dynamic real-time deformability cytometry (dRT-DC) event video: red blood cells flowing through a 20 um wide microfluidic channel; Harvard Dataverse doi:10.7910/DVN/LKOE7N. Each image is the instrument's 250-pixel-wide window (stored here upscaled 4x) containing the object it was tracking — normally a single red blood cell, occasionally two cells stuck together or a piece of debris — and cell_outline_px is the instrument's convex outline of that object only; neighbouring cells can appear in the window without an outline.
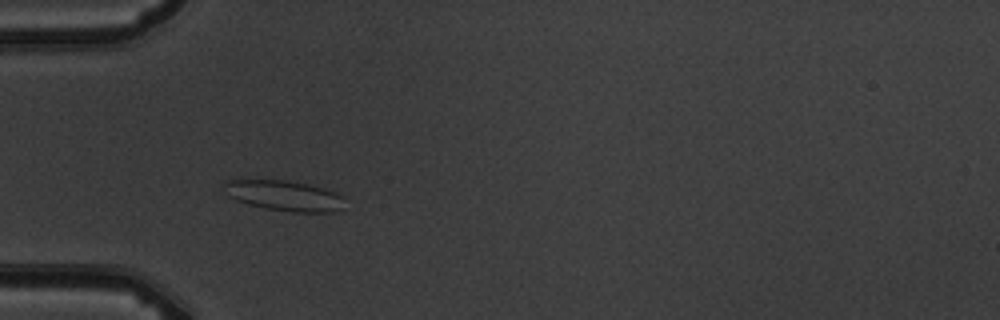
{"species": "common noctule bat (a hibernating species)", "species_latin": "Nyctalus noctula", "temperature_condition": "warm", "stored_images_in_passage": 2, "camera_frame_rate_fps": 3000, "um_per_image_px": 0.085, "animal": {"sex": "male", "body_mass_g": 19.5, "forearm_length_mm": 54.6}, "frame": {"image": 1, "passage_image": 1, "time_ms": 0.0, "image_size_px": [1000, 320], "cell_outline_px": [[344, 196], [340, 212], [292, 212], [264, 208], [248, 204], [236, 200], [228, 196], [224, 184], [224, 180], [288, 180], [308, 184], [324, 188]], "centroid_in_image_um": [24.18, 16.63], "position_along_channel_um": 60.8, "area_um2": 21.39}}
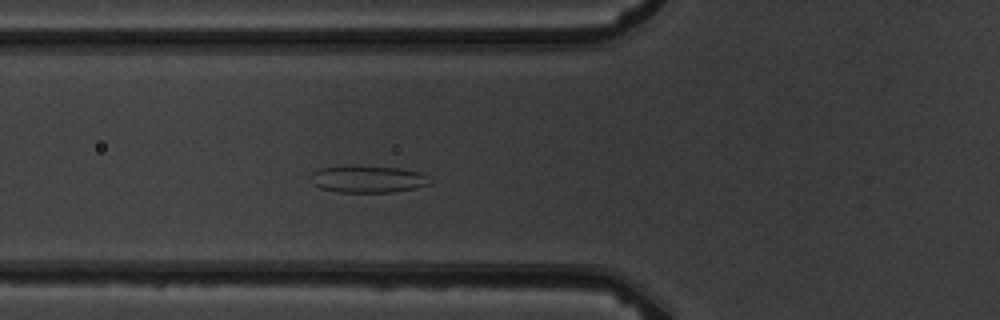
{"frame": {"image": 2, "passage_image": 2, "time_ms": 1.0, "image_size_px": [1000, 320], "cell_outline_px": [[432, 184], [416, 188], [392, 192], [336, 192], [320, 188], [312, 184], [312, 172], [320, 168], [348, 164], [400, 168], [424, 172], [428, 176]], "centroid_in_image_um": [31.29, 15.2], "position_along_channel_um": 94.5, "area_um2": 19.36}}